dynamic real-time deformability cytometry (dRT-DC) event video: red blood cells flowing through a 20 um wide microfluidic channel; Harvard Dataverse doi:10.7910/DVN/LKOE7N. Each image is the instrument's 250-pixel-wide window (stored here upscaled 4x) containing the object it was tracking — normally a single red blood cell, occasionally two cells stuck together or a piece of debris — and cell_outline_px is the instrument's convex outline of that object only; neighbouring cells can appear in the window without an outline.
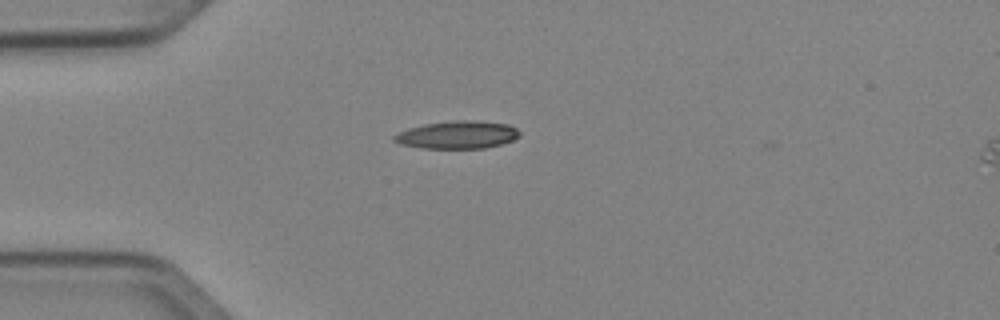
{"species": "Egyptian fruit bat (a non-hibernating species)", "species_latin": "Rousettus aegyptiacus", "temperature_condition": "cold", "stored_images_in_passage": 3, "camera_frame_rate_fps": 3000, "um_per_image_px": 0.085, "animal": {"sex": "female"}, "frame": {"image": 1, "passage_image": 1, "time_ms": 0.0, "image_size_px": [1000, 320], "cell_outline_px": [[520, 136], [512, 140], [500, 144], [484, 148], [424, 148], [400, 144], [392, 140], [392, 136], [408, 128], [424, 124], [452, 120], [476, 120], [508, 124], [516, 128], [520, 132]], "centroid_in_image_um": [38.87, 11.45], "position_along_channel_um": 46.1, "area_um2": 20.29}}